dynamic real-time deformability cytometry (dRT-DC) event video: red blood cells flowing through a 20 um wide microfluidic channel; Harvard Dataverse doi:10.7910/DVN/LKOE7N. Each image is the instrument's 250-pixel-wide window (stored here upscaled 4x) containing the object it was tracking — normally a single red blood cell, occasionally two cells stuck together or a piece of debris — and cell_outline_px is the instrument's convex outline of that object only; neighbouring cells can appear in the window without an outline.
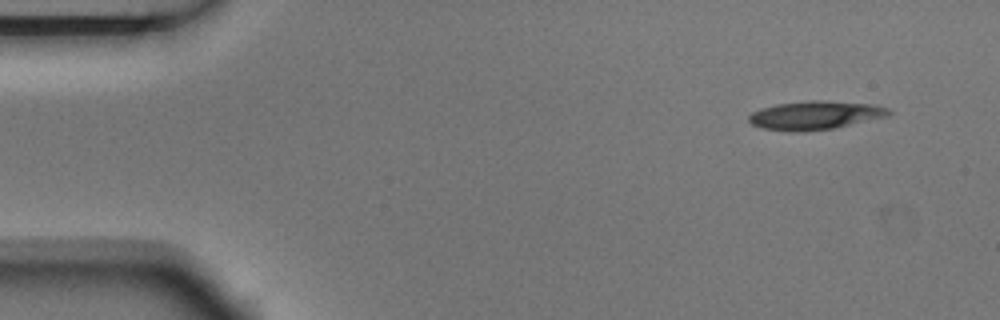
{"species": "Egyptian fruit bat (a non-hibernating species)", "species_latin": "Rousettus aegyptiacus", "temperature_condition": "room temperature", "stored_images_in_passage": 3, "camera_frame_rate_fps": 3000, "um_per_image_px": 0.085, "animal": {"sex": "male"}, "frame": {"image": 1, "passage_image": 1, "time_ms": 0.0, "image_size_px": [1000, 320], "cell_outline_px": [[892, 112], [888, 116], [832, 128], [800, 132], [792, 132], [764, 128], [752, 124], [748, 120], [748, 116], [752, 112], [760, 108], [776, 104], [812, 100], [824, 100], [872, 104], [888, 108]], "centroid_in_image_um": [69.27, 9.79], "position_along_channel_um": 15.7, "area_um2": 23.18}}
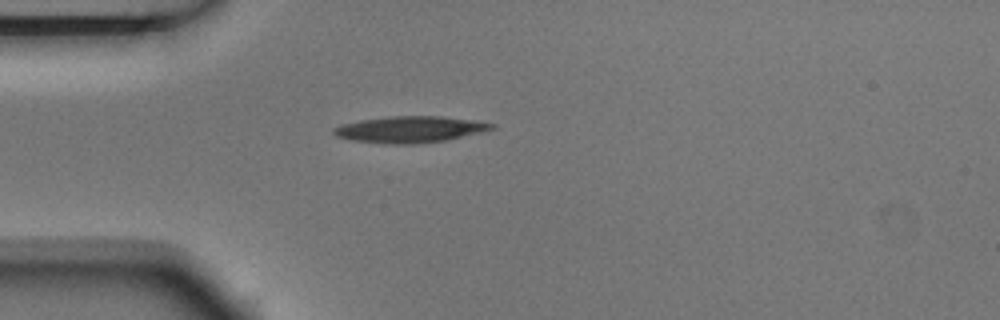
{"frame": {"image": 2, "passage_image": 3, "time_ms": 0.667, "image_size_px": [1000, 320], "cell_outline_px": [[496, 128], [488, 132], [444, 140], [408, 144], [388, 144], [352, 140], [336, 136], [332, 132], [332, 128], [340, 124], [360, 120], [392, 116], [440, 116], [476, 120], [496, 124]], "centroid_in_image_um": [34.9, 10.99], "position_along_channel_um": 50.1, "area_um2": 24.51}}